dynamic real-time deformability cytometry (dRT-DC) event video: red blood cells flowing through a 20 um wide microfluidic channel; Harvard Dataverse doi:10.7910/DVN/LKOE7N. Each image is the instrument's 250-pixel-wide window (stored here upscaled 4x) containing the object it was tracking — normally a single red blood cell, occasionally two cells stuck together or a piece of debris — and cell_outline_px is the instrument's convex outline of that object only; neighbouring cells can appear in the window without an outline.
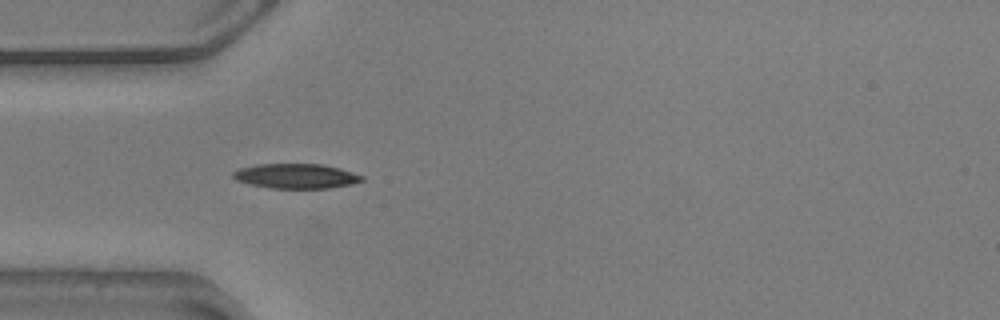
{"species": "common noctule bat (a hibernating species)", "species_latin": "Nyctalus noctula", "temperature_condition": "warm", "stored_images_in_passage": 41, "camera_frame_rate_fps": 3000, "um_per_image_px": 0.085, "animal": {"sex": "male", "body_mass_g": 20.5, "forearm_length_mm": 52.5}, "frame": {"image": 1, "passage_image": 1, "time_ms": 0.0, "image_size_px": [1000, 320], "cell_outline_px": [[364, 180], [352, 184], [328, 188], [268, 188], [236, 180], [232, 176], [232, 172], [240, 168], [256, 164], [324, 164], [340, 168], [364, 176]], "centroid_in_image_um": [25.18, 14.96], "position_along_channel_um": 59.8, "area_um2": 18.61}}
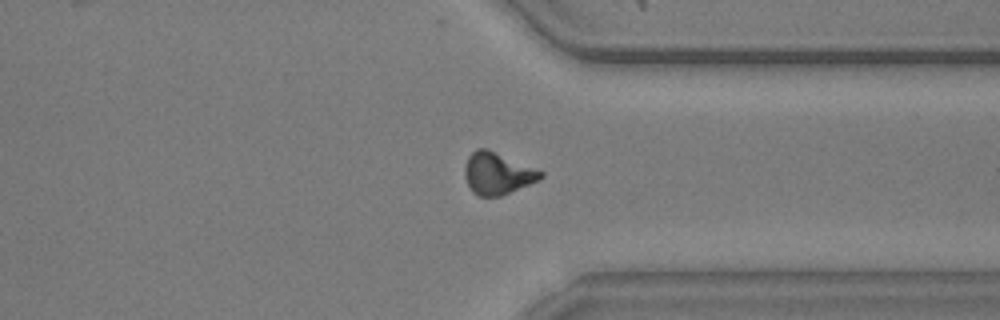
{"frame": {"image": 2, "passage_image": 27, "time_ms": 8.667, "image_size_px": [1000, 320], "cell_outline_px": [[544, 176], [540, 180], [500, 196], [480, 196], [472, 192], [464, 176], [464, 168], [468, 156], [476, 148], [488, 148], [544, 172]], "centroid_in_image_um": [42.28, 14.73], "position_along_channel_um": 369.1, "area_um2": 18.61}}
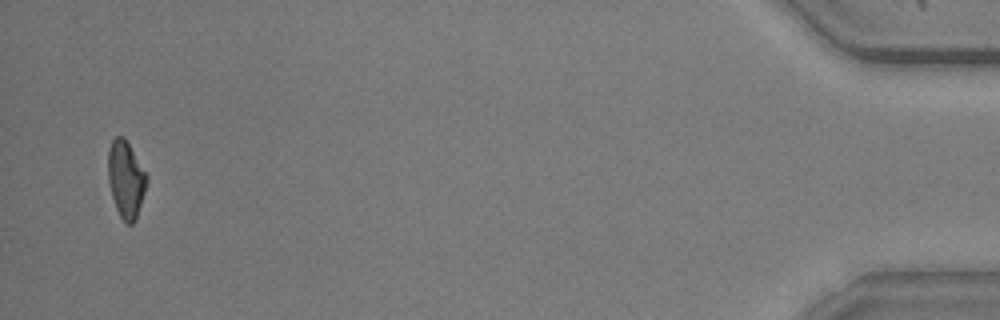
{"frame": {"image": 3, "passage_image": 39, "time_ms": 12.667, "image_size_px": [1000, 320], "cell_outline_px": [[148, 180], [136, 220], [132, 224], [128, 224], [120, 216], [116, 208], [112, 196], [108, 180], [108, 148], [112, 140], [116, 136], [124, 136], [148, 176]], "centroid_in_image_um": [10.7, 15.22], "position_along_channel_um": 424.5, "area_um2": 17.28}, "authors_computed_cell_mechanics": {"area_um2": 18.207, "velocity_mm_per_s": 3.6, "shape_relaxation_time_tau1_ms": 4.1815, "shape_relaxation_time_tau2_ms": 4.0819, "deformation_change_tau1": 0.1609, "deformation_change_tau2": 0.1141}}